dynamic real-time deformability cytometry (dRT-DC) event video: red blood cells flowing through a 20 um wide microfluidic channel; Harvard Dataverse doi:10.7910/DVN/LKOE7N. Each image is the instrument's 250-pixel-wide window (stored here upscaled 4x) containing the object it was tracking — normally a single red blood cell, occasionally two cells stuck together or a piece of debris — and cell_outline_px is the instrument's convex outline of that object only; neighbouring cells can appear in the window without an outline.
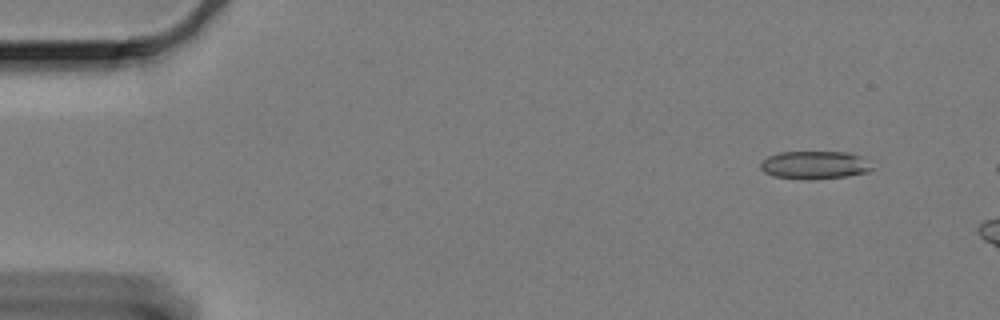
{"species": "Egyptian fruit bat (a non-hibernating species)", "species_latin": "Rousettus aegyptiacus", "temperature_condition": "cold", "stored_images_in_passage": 33, "camera_frame_rate_fps": 3000, "um_per_image_px": 0.085, "animal": {"sex": "female"}, "frame": {"image": 1, "passage_image": 1, "time_ms": 0.0, "image_size_px": [1000, 320], "cell_outline_px": [[876, 168], [868, 172], [848, 176], [812, 180], [804, 180], [772, 176], [764, 172], [760, 168], [760, 160], [768, 156], [780, 152], [848, 152], [872, 160]], "centroid_in_image_um": [69.3, 14.03], "position_along_channel_um": 15.7, "area_um2": 18.84}}
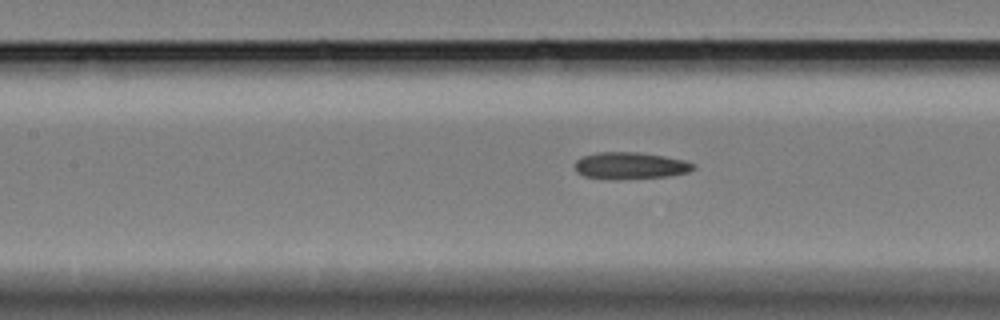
{"frame": {"image": 2, "passage_image": 23, "time_ms": 7.333, "image_size_px": [1000, 320], "cell_outline_px": [[696, 168], [688, 172], [668, 176], [584, 176], [576, 172], [576, 160], [580, 156], [600, 152], [640, 152], [664, 156], [684, 160], [696, 164]], "centroid_in_image_um": [53.62, 14.01], "position_along_channel_um": 153.8, "area_um2": 17.51}}
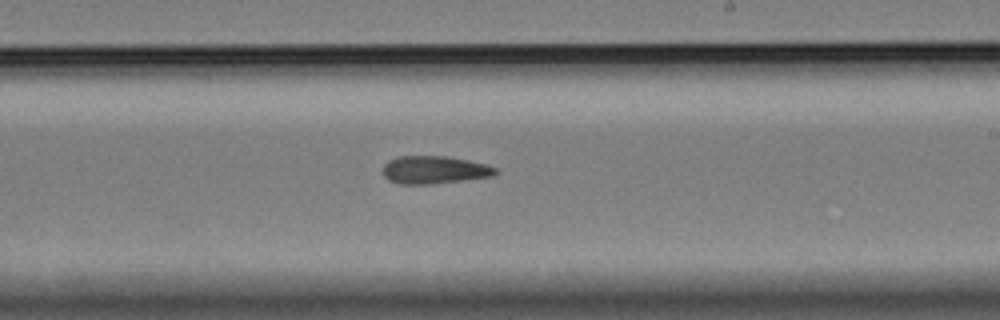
{"frame": {"image": 3, "passage_image": 32, "time_ms": 10.333, "image_size_px": [1000, 320], "cell_outline_px": [[496, 172], [492, 176], [464, 180], [428, 184], [400, 184], [388, 180], [384, 176], [384, 164], [388, 160], [396, 156], [448, 156], [468, 160], [484, 164], [496, 168]], "centroid_in_image_um": [36.87, 14.43], "position_along_channel_um": 252.1, "area_um2": 18.15}}